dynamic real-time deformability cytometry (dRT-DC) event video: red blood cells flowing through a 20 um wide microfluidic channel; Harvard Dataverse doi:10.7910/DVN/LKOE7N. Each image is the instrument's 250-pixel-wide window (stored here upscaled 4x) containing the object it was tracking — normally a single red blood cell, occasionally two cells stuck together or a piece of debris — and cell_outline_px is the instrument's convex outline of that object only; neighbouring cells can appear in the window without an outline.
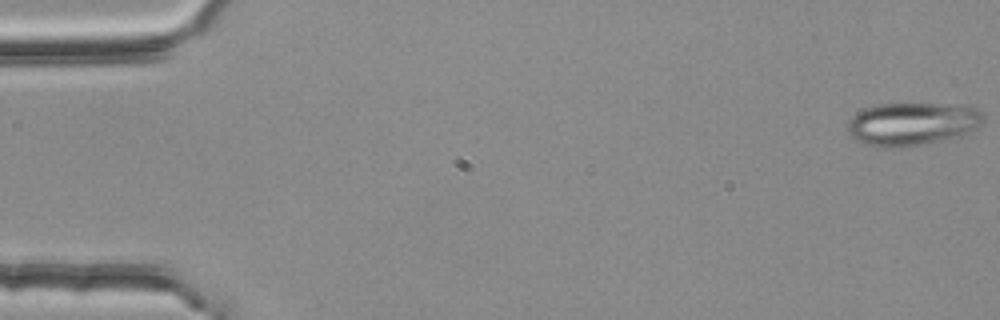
{"species": "common noctule bat (a hibernating species)", "species_latin": "Nyctalus noctula", "temperature_condition": "room temperature", "stored_images_in_passage": 55, "camera_frame_rate_fps": 3000, "um_per_image_px": 0.085, "animal": {"sex": "female", "body_mass_g": 25.1}, "frame": {"image": 1, "passage_image": 1, "time_ms": 0.0, "image_size_px": [1000, 320], "cell_outline_px": [[984, 124], [960, 136], [920, 144], [896, 148], [876, 148], [864, 144], [856, 140], [848, 132], [848, 120], [856, 112], [864, 108], [876, 104], [940, 104], [980, 108], [984, 116]], "centroid_in_image_um": [77.51, 10.53], "position_along_channel_um": 7.5, "area_um2": 34.22}}
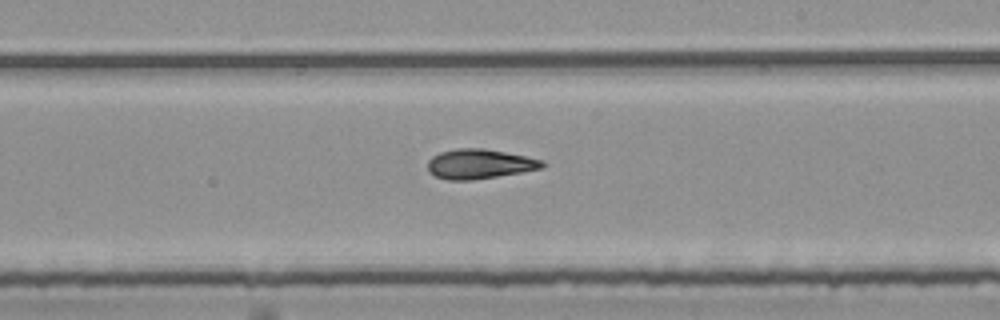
{"frame": {"image": 2, "passage_image": 32, "time_ms": 10.333, "image_size_px": [1000, 320], "cell_outline_px": [[544, 168], [472, 180], [448, 180], [436, 176], [428, 172], [428, 160], [432, 156], [440, 152], [456, 148], [484, 148], [544, 160]], "centroid_in_image_um": [40.73, 13.93], "position_along_channel_um": 248.3, "area_um2": 19.71}}
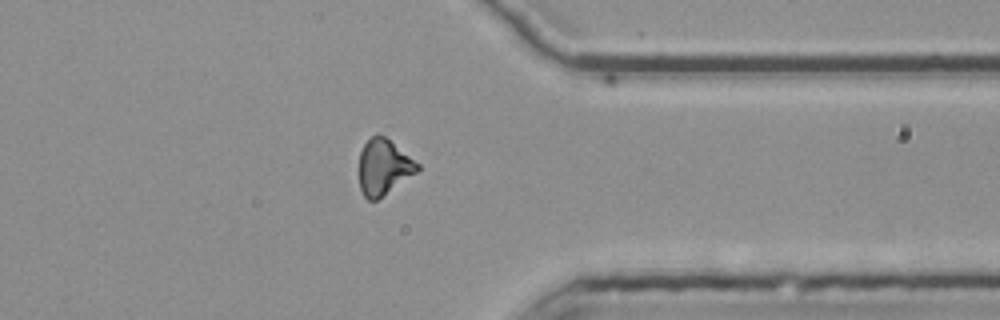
{"frame": {"image": 3, "passage_image": 43, "time_ms": 14.0, "image_size_px": [1000, 320], "cell_outline_px": [[420, 168], [416, 172], [376, 200], [368, 200], [364, 196], [360, 188], [360, 152], [364, 144], [376, 132], [384, 136], [420, 164]], "centroid_in_image_um": [32.6, 14.18], "position_along_channel_um": 378.8, "area_um2": 18.5}, "authors_computed_cell_mechanics": {"area_um2": 19.4786, "velocity_mm_per_s": 3.7871, "shape_relaxation_time_tau1_ms": null, "shape_relaxation_time_tau2_ms": 5.3322, "deformation_change_tau1": null, "deformation_change_tau2": 0.1375}}